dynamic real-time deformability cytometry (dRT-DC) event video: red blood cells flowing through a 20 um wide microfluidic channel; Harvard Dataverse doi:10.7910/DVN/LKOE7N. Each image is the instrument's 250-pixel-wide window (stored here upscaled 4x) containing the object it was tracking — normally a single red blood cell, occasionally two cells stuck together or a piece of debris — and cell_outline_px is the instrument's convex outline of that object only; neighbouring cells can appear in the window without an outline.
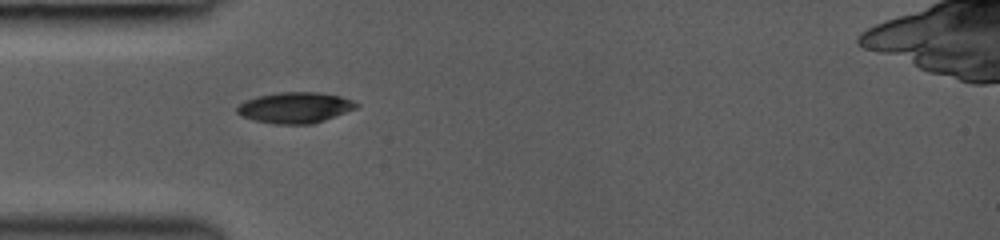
{"species": "common noctule bat (a hibernating species)", "species_latin": "Nyctalus noctula", "temperature_condition": "room temperature", "stored_images_in_passage": 32, "camera_frame_rate_fps": 3000, "um_per_image_px": 0.085, "animal": {"sex": "female", "body_mass_g": 19.0, "forearm_length_mm": 53.3}, "frame": {"image": 1, "passage_image": 1, "time_ms": 0.0, "image_size_px": [1000, 240], "cell_outline_px": [[360, 104], [356, 108], [324, 120], [312, 124], [276, 124], [256, 120], [240, 116], [236, 112], [236, 108], [244, 100], [256, 96], [280, 92], [320, 92], [340, 96], [352, 100]], "centroid_in_image_um": [25.06, 9.14], "position_along_channel_um": 59.9, "area_um2": 21.44}}
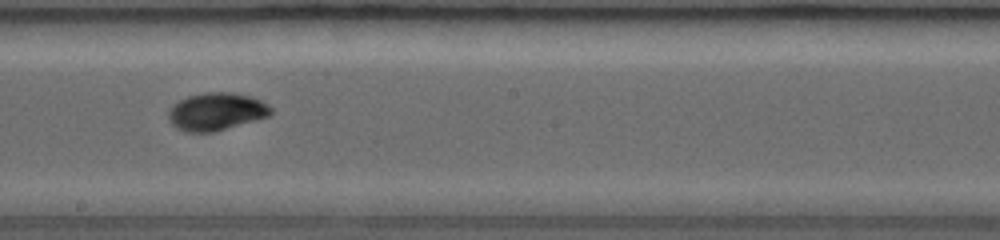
{"frame": {"image": 2, "passage_image": 13, "time_ms": 4.0, "image_size_px": [1000, 240], "cell_outline_px": [[272, 112], [268, 116], [256, 120], [212, 132], [184, 132], [176, 128], [168, 120], [168, 112], [180, 100], [188, 96], [204, 92], [232, 92], [252, 96], [268, 104], [272, 108]], "centroid_in_image_um": [18.39, 9.48], "position_along_channel_um": 229.8, "area_um2": 22.43}}
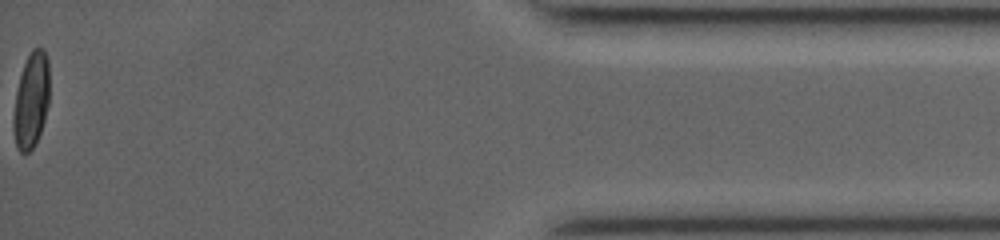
{"frame": {"image": 3, "passage_image": 32, "time_ms": 10.333, "image_size_px": [1000, 240], "cell_outline_px": [[48, 104], [44, 120], [40, 132], [32, 148], [28, 152], [20, 152], [16, 144], [12, 128], [12, 116], [16, 92], [20, 76], [24, 64], [32, 48], [44, 48], [48, 60]], "centroid_in_image_um": [2.63, 8.51], "position_along_channel_um": 432.6, "area_um2": 19.88}, "authors_computed_cell_mechanics": {"area_um2": 21.386, "velocity_mm_per_s": 4.2993, "shape_relaxation_time_tau1_ms": 3.8409, "shape_relaxation_time_tau2_ms": null, "deformation_change_tau1": 0.1537, "deformation_change_tau2": null}}